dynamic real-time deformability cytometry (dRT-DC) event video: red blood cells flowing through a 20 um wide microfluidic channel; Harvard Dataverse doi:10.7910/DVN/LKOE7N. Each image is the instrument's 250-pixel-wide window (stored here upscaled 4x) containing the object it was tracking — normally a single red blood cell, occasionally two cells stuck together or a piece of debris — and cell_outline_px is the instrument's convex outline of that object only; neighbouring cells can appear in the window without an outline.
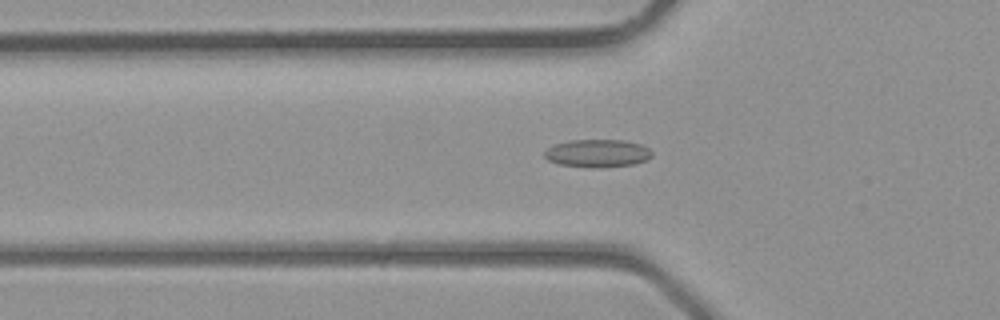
{"species": "common noctule bat (a hibernating species)", "species_latin": "Nyctalus noctula", "temperature_condition": "room temperature", "stored_images_in_passage": 39, "camera_frame_rate_fps": 3000, "um_per_image_px": 0.085, "animal": {"sex": "male", "body_mass_g": 23.1, "forearm_length_mm": 52.7}, "frame": {"image": 1, "passage_image": 13, "time_ms": 4.0, "image_size_px": [1000, 320], "cell_outline_px": [[652, 156], [648, 160], [632, 164], [600, 168], [592, 168], [560, 164], [548, 160], [544, 156], [544, 152], [552, 144], [568, 140], [624, 140], [640, 144], [648, 148], [652, 152]], "centroid_in_image_um": [50.77, 13.03], "position_along_channel_um": 75.0, "area_um2": 17.57}}
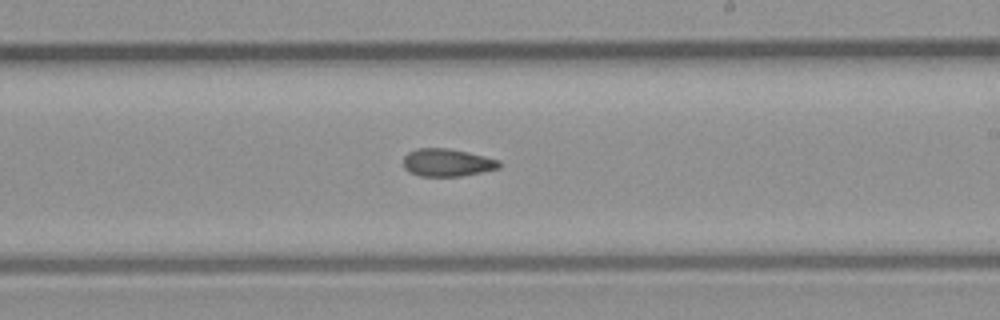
{"frame": {"image": 2, "passage_image": 23, "time_ms": 7.333, "image_size_px": [1000, 320], "cell_outline_px": [[500, 168], [460, 176], [420, 176], [408, 172], [404, 168], [404, 156], [408, 152], [416, 148], [448, 148], [468, 152], [500, 160]], "centroid_in_image_um": [37.99, 13.81], "position_along_channel_um": 251.0, "area_um2": 15.49}}
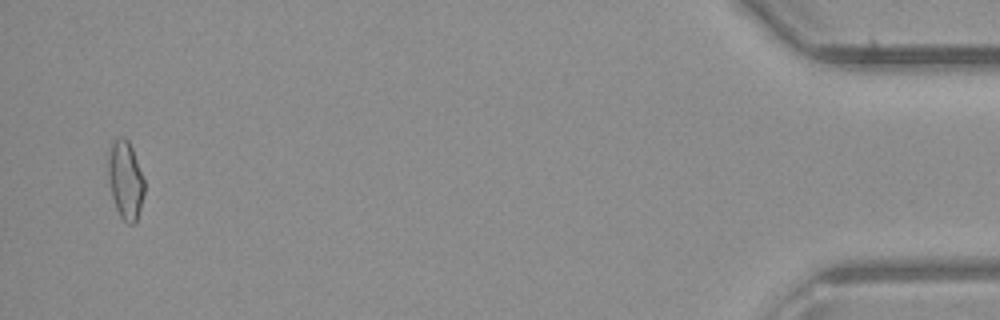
{"frame": {"image": 3, "passage_image": 38, "time_ms": 12.333, "image_size_px": [1000, 320], "cell_outline_px": [[144, 192], [140, 208], [136, 220], [132, 224], [128, 224], [120, 216], [116, 208], [112, 196], [108, 180], [108, 160], [112, 144], [120, 136], [128, 140], [132, 148], [144, 180]], "centroid_in_image_um": [10.66, 15.32], "position_along_channel_um": 424.5, "area_um2": 16.13}}